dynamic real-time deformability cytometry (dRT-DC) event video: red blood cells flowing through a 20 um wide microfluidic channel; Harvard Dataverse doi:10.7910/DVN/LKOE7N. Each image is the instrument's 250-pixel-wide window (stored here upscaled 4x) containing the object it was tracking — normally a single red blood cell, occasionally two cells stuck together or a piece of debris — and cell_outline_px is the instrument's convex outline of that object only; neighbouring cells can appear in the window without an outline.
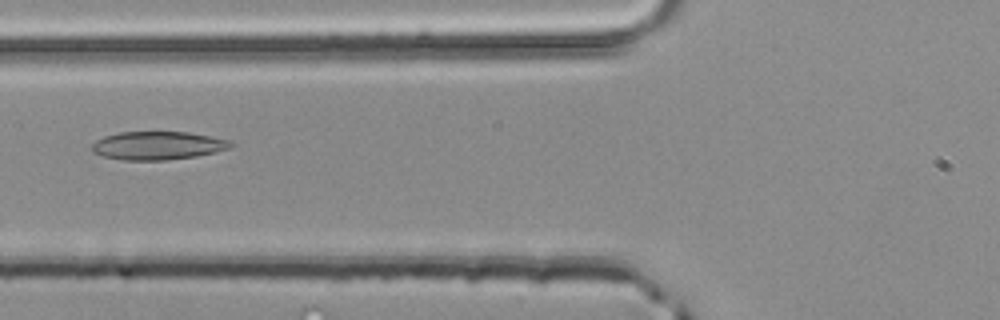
{"species": "common noctule bat (a hibernating species)", "species_latin": "Nyctalus noctula", "temperature_condition": "room temperature", "stored_images_in_passage": 5, "camera_frame_rate_fps": 3000, "um_per_image_px": 0.085, "animal": {"sex": "male", "body_mass_g": 20.4}, "frame": {"image": 1, "passage_image": 5, "time_ms": 1.333, "image_size_px": [1000, 320], "cell_outline_px": [[236, 144], [232, 148], [216, 152], [196, 156], [164, 160], [124, 160], [104, 156], [92, 152], [92, 144], [96, 140], [104, 136], [120, 132], [188, 132], [232, 140]], "centroid_in_image_um": [13.47, 12.37], "position_along_channel_um": 112.3, "area_um2": 23.0}}